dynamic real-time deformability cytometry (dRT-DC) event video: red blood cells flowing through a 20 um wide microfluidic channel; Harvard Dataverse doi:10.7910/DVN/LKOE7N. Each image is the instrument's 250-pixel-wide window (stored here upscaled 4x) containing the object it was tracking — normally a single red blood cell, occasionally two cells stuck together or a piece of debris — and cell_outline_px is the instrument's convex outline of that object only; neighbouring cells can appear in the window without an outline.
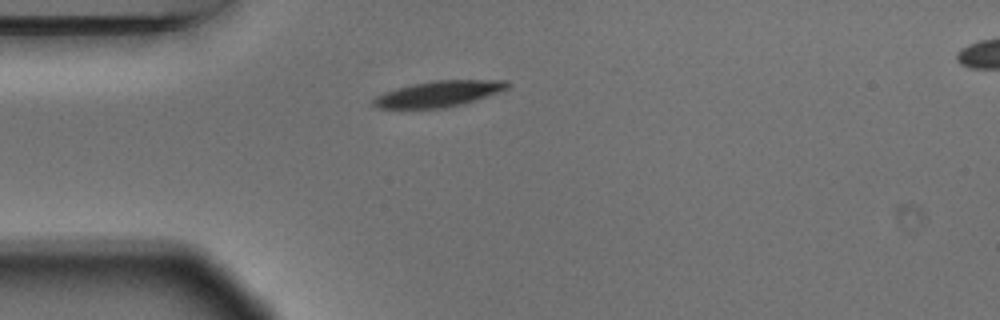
{"species": "Egyptian fruit bat (a non-hibernating species)", "species_latin": "Rousettus aegyptiacus", "temperature_condition": "warm", "stored_images_in_passage": 2, "camera_frame_rate_fps": 3000, "um_per_image_px": 0.085, "animal": {"sex": "male"}, "frame": {"image": 1, "passage_image": 1, "time_ms": 0.0, "image_size_px": [1000, 320], "cell_outline_px": [[512, 84], [508, 88], [464, 104], [444, 108], [380, 108], [372, 104], [372, 100], [376, 96], [384, 92], [396, 88], [412, 84], [436, 80], [508, 80]], "centroid_in_image_um": [37.3, 7.97], "position_along_channel_um": 47.7, "area_um2": 20.17}}